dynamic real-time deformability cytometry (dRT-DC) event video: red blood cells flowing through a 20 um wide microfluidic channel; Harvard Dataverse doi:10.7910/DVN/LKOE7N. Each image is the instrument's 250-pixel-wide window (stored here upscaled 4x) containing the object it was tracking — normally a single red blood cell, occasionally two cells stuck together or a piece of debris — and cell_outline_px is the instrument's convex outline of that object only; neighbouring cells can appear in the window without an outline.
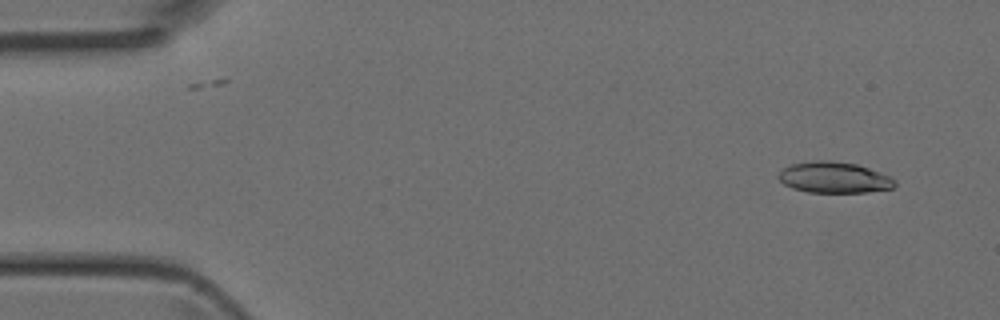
{"species": "Egyptian fruit bat (a non-hibernating species)", "species_latin": "Rousettus aegyptiacus", "temperature_condition": "room temperature", "stored_images_in_passage": 4, "camera_frame_rate_fps": 3000, "um_per_image_px": 0.085, "animal": {"sex": "female"}, "frame": {"image": 1, "passage_image": 1, "time_ms": 0.0, "image_size_px": [1000, 320], "cell_outline_px": [[896, 188], [868, 192], [808, 192], [792, 188], [784, 184], [776, 176], [784, 168], [792, 164], [816, 160], [832, 160], [856, 164], [868, 168], [888, 176], [896, 180]], "centroid_in_image_um": [70.9, 15.09], "position_along_channel_um": 14.1, "area_um2": 21.04}}
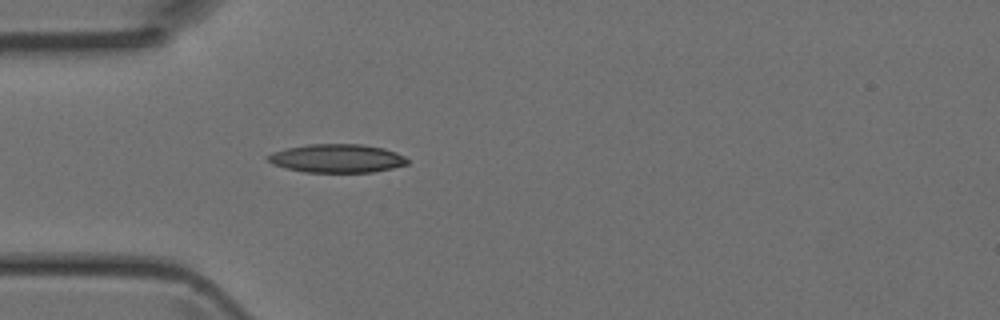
{"frame": {"image": 2, "passage_image": 4, "time_ms": 1.0, "image_size_px": [1000, 320], "cell_outline_px": [[408, 164], [392, 168], [372, 172], [304, 172], [284, 168], [272, 164], [264, 156], [272, 152], [288, 148], [308, 144], [360, 144], [384, 148], [396, 152], [404, 156], [408, 160]], "centroid_in_image_um": [28.61, 13.46], "position_along_channel_um": 56.4, "area_um2": 23.24}}